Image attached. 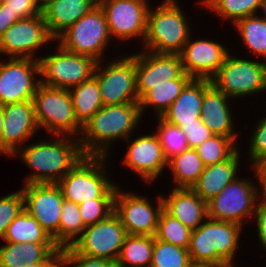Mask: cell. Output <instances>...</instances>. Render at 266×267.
Wrapping results in <instances>:
<instances>
[{"label":"cell","instance_id":"f35d334b","mask_svg":"<svg viewBox=\"0 0 266 267\" xmlns=\"http://www.w3.org/2000/svg\"><path fill=\"white\" fill-rule=\"evenodd\" d=\"M78 207L83 224L87 227L106 219L114 212V199H92Z\"/></svg>","mask_w":266,"mask_h":267},{"label":"cell","instance_id":"f6af8a7d","mask_svg":"<svg viewBox=\"0 0 266 267\" xmlns=\"http://www.w3.org/2000/svg\"><path fill=\"white\" fill-rule=\"evenodd\" d=\"M2 2L19 19L31 18L42 14L35 0H3Z\"/></svg>","mask_w":266,"mask_h":267},{"label":"cell","instance_id":"ffe728a7","mask_svg":"<svg viewBox=\"0 0 266 267\" xmlns=\"http://www.w3.org/2000/svg\"><path fill=\"white\" fill-rule=\"evenodd\" d=\"M228 50L221 44L207 40L191 42L180 53L183 70L196 79H211L224 63Z\"/></svg>","mask_w":266,"mask_h":267},{"label":"cell","instance_id":"7bdbcfd3","mask_svg":"<svg viewBox=\"0 0 266 267\" xmlns=\"http://www.w3.org/2000/svg\"><path fill=\"white\" fill-rule=\"evenodd\" d=\"M25 243H9L0 248V267H25Z\"/></svg>","mask_w":266,"mask_h":267},{"label":"cell","instance_id":"d6a6232c","mask_svg":"<svg viewBox=\"0 0 266 267\" xmlns=\"http://www.w3.org/2000/svg\"><path fill=\"white\" fill-rule=\"evenodd\" d=\"M60 214L59 248L72 246L76 236L86 228L83 224L78 204L64 199ZM75 238V239H74ZM74 239V240H73Z\"/></svg>","mask_w":266,"mask_h":267},{"label":"cell","instance_id":"d590c367","mask_svg":"<svg viewBox=\"0 0 266 267\" xmlns=\"http://www.w3.org/2000/svg\"><path fill=\"white\" fill-rule=\"evenodd\" d=\"M191 231L163 209L159 217L155 238L188 249Z\"/></svg>","mask_w":266,"mask_h":267},{"label":"cell","instance_id":"e0dca14e","mask_svg":"<svg viewBox=\"0 0 266 267\" xmlns=\"http://www.w3.org/2000/svg\"><path fill=\"white\" fill-rule=\"evenodd\" d=\"M103 9L111 35L118 39H131L141 35L145 39L147 15L146 0H98Z\"/></svg>","mask_w":266,"mask_h":267},{"label":"cell","instance_id":"f907efd6","mask_svg":"<svg viewBox=\"0 0 266 267\" xmlns=\"http://www.w3.org/2000/svg\"><path fill=\"white\" fill-rule=\"evenodd\" d=\"M62 262H38L25 267H62Z\"/></svg>","mask_w":266,"mask_h":267},{"label":"cell","instance_id":"83f0119b","mask_svg":"<svg viewBox=\"0 0 266 267\" xmlns=\"http://www.w3.org/2000/svg\"><path fill=\"white\" fill-rule=\"evenodd\" d=\"M154 236L127 234L116 260L117 267H150Z\"/></svg>","mask_w":266,"mask_h":267},{"label":"cell","instance_id":"1f68e13d","mask_svg":"<svg viewBox=\"0 0 266 267\" xmlns=\"http://www.w3.org/2000/svg\"><path fill=\"white\" fill-rule=\"evenodd\" d=\"M235 139L214 134L194 149L204 166H209L231 158L238 151L234 144Z\"/></svg>","mask_w":266,"mask_h":267},{"label":"cell","instance_id":"9a60e30c","mask_svg":"<svg viewBox=\"0 0 266 267\" xmlns=\"http://www.w3.org/2000/svg\"><path fill=\"white\" fill-rule=\"evenodd\" d=\"M116 188L114 213L119 217L127 234L155 236L161 211L164 209L163 198L159 196L156 209L149 200L134 193H121Z\"/></svg>","mask_w":266,"mask_h":267},{"label":"cell","instance_id":"44dd1931","mask_svg":"<svg viewBox=\"0 0 266 267\" xmlns=\"http://www.w3.org/2000/svg\"><path fill=\"white\" fill-rule=\"evenodd\" d=\"M123 163L147 182L156 179L168 165L157 133L141 136L129 144Z\"/></svg>","mask_w":266,"mask_h":267},{"label":"cell","instance_id":"74e56055","mask_svg":"<svg viewBox=\"0 0 266 267\" xmlns=\"http://www.w3.org/2000/svg\"><path fill=\"white\" fill-rule=\"evenodd\" d=\"M158 126L157 135L167 161L189 149L186 135L180 127L164 121L161 117H159Z\"/></svg>","mask_w":266,"mask_h":267},{"label":"cell","instance_id":"f5cc1de1","mask_svg":"<svg viewBox=\"0 0 266 267\" xmlns=\"http://www.w3.org/2000/svg\"><path fill=\"white\" fill-rule=\"evenodd\" d=\"M4 123V119H3V110H2V105H0V138H1V133L3 130V124Z\"/></svg>","mask_w":266,"mask_h":267},{"label":"cell","instance_id":"bcb514c9","mask_svg":"<svg viewBox=\"0 0 266 267\" xmlns=\"http://www.w3.org/2000/svg\"><path fill=\"white\" fill-rule=\"evenodd\" d=\"M180 128L186 135L189 148H196L214 135L202 121L198 124L182 125Z\"/></svg>","mask_w":266,"mask_h":267},{"label":"cell","instance_id":"7402d4cb","mask_svg":"<svg viewBox=\"0 0 266 267\" xmlns=\"http://www.w3.org/2000/svg\"><path fill=\"white\" fill-rule=\"evenodd\" d=\"M226 96L210 79H204V94L201 107V121L215 134L236 138L233 133L231 112Z\"/></svg>","mask_w":266,"mask_h":267},{"label":"cell","instance_id":"ba28073f","mask_svg":"<svg viewBox=\"0 0 266 267\" xmlns=\"http://www.w3.org/2000/svg\"><path fill=\"white\" fill-rule=\"evenodd\" d=\"M42 85L70 89L94 76L97 61L92 57L75 54L60 44L55 55L38 58Z\"/></svg>","mask_w":266,"mask_h":267},{"label":"cell","instance_id":"9c48e42d","mask_svg":"<svg viewBox=\"0 0 266 267\" xmlns=\"http://www.w3.org/2000/svg\"><path fill=\"white\" fill-rule=\"evenodd\" d=\"M211 83L229 98L266 89V63L231 57L228 53Z\"/></svg>","mask_w":266,"mask_h":267},{"label":"cell","instance_id":"7a4b0ae2","mask_svg":"<svg viewBox=\"0 0 266 267\" xmlns=\"http://www.w3.org/2000/svg\"><path fill=\"white\" fill-rule=\"evenodd\" d=\"M63 137L17 149L14 155L20 154L25 164L36 171L28 176L26 184L58 183L84 156L78 138L71 141Z\"/></svg>","mask_w":266,"mask_h":267},{"label":"cell","instance_id":"d6986e66","mask_svg":"<svg viewBox=\"0 0 266 267\" xmlns=\"http://www.w3.org/2000/svg\"><path fill=\"white\" fill-rule=\"evenodd\" d=\"M4 125L0 152L14 156L19 142H25L39 129L32 100L2 105Z\"/></svg>","mask_w":266,"mask_h":267},{"label":"cell","instance_id":"484cf974","mask_svg":"<svg viewBox=\"0 0 266 267\" xmlns=\"http://www.w3.org/2000/svg\"><path fill=\"white\" fill-rule=\"evenodd\" d=\"M238 161L239 151L223 162L205 166L202 174L191 189L200 198L209 201L217 196L225 186L236 179Z\"/></svg>","mask_w":266,"mask_h":267},{"label":"cell","instance_id":"d4e9b609","mask_svg":"<svg viewBox=\"0 0 266 267\" xmlns=\"http://www.w3.org/2000/svg\"><path fill=\"white\" fill-rule=\"evenodd\" d=\"M98 4V0H54L42 10L50 35L56 40Z\"/></svg>","mask_w":266,"mask_h":267},{"label":"cell","instance_id":"52a82bcc","mask_svg":"<svg viewBox=\"0 0 266 267\" xmlns=\"http://www.w3.org/2000/svg\"><path fill=\"white\" fill-rule=\"evenodd\" d=\"M57 39L64 49L100 62V55L111 39L103 9L97 4Z\"/></svg>","mask_w":266,"mask_h":267},{"label":"cell","instance_id":"e575fe53","mask_svg":"<svg viewBox=\"0 0 266 267\" xmlns=\"http://www.w3.org/2000/svg\"><path fill=\"white\" fill-rule=\"evenodd\" d=\"M234 24L247 47L258 56L266 57V20L252 15L239 19Z\"/></svg>","mask_w":266,"mask_h":267},{"label":"cell","instance_id":"7c38bea8","mask_svg":"<svg viewBox=\"0 0 266 267\" xmlns=\"http://www.w3.org/2000/svg\"><path fill=\"white\" fill-rule=\"evenodd\" d=\"M126 235L113 212L106 219L87 226L72 247L80 254L116 262Z\"/></svg>","mask_w":266,"mask_h":267},{"label":"cell","instance_id":"277c9868","mask_svg":"<svg viewBox=\"0 0 266 267\" xmlns=\"http://www.w3.org/2000/svg\"><path fill=\"white\" fill-rule=\"evenodd\" d=\"M106 156L84 155L57 183L67 201L81 204L92 199H114L116 186L104 171Z\"/></svg>","mask_w":266,"mask_h":267},{"label":"cell","instance_id":"30bf717a","mask_svg":"<svg viewBox=\"0 0 266 267\" xmlns=\"http://www.w3.org/2000/svg\"><path fill=\"white\" fill-rule=\"evenodd\" d=\"M99 64L97 62L93 77L98 82L103 105L139 103L135 55L110 62L102 71Z\"/></svg>","mask_w":266,"mask_h":267},{"label":"cell","instance_id":"5b68a950","mask_svg":"<svg viewBox=\"0 0 266 267\" xmlns=\"http://www.w3.org/2000/svg\"><path fill=\"white\" fill-rule=\"evenodd\" d=\"M186 17L175 0L149 8L144 44L151 52L180 54L190 36Z\"/></svg>","mask_w":266,"mask_h":267},{"label":"cell","instance_id":"b9f144b4","mask_svg":"<svg viewBox=\"0 0 266 267\" xmlns=\"http://www.w3.org/2000/svg\"><path fill=\"white\" fill-rule=\"evenodd\" d=\"M61 257L63 266L75 264L73 267H117L112 260L80 254L72 246L62 248Z\"/></svg>","mask_w":266,"mask_h":267},{"label":"cell","instance_id":"4316f807","mask_svg":"<svg viewBox=\"0 0 266 267\" xmlns=\"http://www.w3.org/2000/svg\"><path fill=\"white\" fill-rule=\"evenodd\" d=\"M71 94L74 113L77 121L83 126L93 115L99 111L103 102L97 80L92 77L90 80L69 89Z\"/></svg>","mask_w":266,"mask_h":267},{"label":"cell","instance_id":"8992f818","mask_svg":"<svg viewBox=\"0 0 266 267\" xmlns=\"http://www.w3.org/2000/svg\"><path fill=\"white\" fill-rule=\"evenodd\" d=\"M35 118L39 128L56 135H74L82 131L77 121L69 89L53 88L40 84L33 96ZM80 129V130H79ZM67 133V134H66Z\"/></svg>","mask_w":266,"mask_h":267},{"label":"cell","instance_id":"ac0fdd59","mask_svg":"<svg viewBox=\"0 0 266 267\" xmlns=\"http://www.w3.org/2000/svg\"><path fill=\"white\" fill-rule=\"evenodd\" d=\"M54 38L50 35L43 15L19 19L0 36V52L10 58H33V51Z\"/></svg>","mask_w":266,"mask_h":267},{"label":"cell","instance_id":"2e32d148","mask_svg":"<svg viewBox=\"0 0 266 267\" xmlns=\"http://www.w3.org/2000/svg\"><path fill=\"white\" fill-rule=\"evenodd\" d=\"M148 52L135 54L139 100L150 90V86L167 84L173 79H193L184 72L180 54Z\"/></svg>","mask_w":266,"mask_h":267},{"label":"cell","instance_id":"cb8c5ba5","mask_svg":"<svg viewBox=\"0 0 266 267\" xmlns=\"http://www.w3.org/2000/svg\"><path fill=\"white\" fill-rule=\"evenodd\" d=\"M162 198L164 209L190 230L197 229L202 220L208 218L207 201L192 189L174 188L170 197Z\"/></svg>","mask_w":266,"mask_h":267},{"label":"cell","instance_id":"4dcf8cb0","mask_svg":"<svg viewBox=\"0 0 266 267\" xmlns=\"http://www.w3.org/2000/svg\"><path fill=\"white\" fill-rule=\"evenodd\" d=\"M191 80L173 79L167 81V84L150 86V90L139 100L141 114L145 107L151 104L154 105L158 116L161 117Z\"/></svg>","mask_w":266,"mask_h":267},{"label":"cell","instance_id":"60d3db41","mask_svg":"<svg viewBox=\"0 0 266 267\" xmlns=\"http://www.w3.org/2000/svg\"><path fill=\"white\" fill-rule=\"evenodd\" d=\"M24 209V195L22 190L14 192L0 199V239H3L8 226Z\"/></svg>","mask_w":266,"mask_h":267},{"label":"cell","instance_id":"5bb4252c","mask_svg":"<svg viewBox=\"0 0 266 267\" xmlns=\"http://www.w3.org/2000/svg\"><path fill=\"white\" fill-rule=\"evenodd\" d=\"M40 63L36 58H9L8 63L0 62V105L19 103L33 99L40 80Z\"/></svg>","mask_w":266,"mask_h":267},{"label":"cell","instance_id":"ab89813d","mask_svg":"<svg viewBox=\"0 0 266 267\" xmlns=\"http://www.w3.org/2000/svg\"><path fill=\"white\" fill-rule=\"evenodd\" d=\"M62 249L55 243H25L24 266L38 262H62Z\"/></svg>","mask_w":266,"mask_h":267},{"label":"cell","instance_id":"c3c4849f","mask_svg":"<svg viewBox=\"0 0 266 267\" xmlns=\"http://www.w3.org/2000/svg\"><path fill=\"white\" fill-rule=\"evenodd\" d=\"M18 20L19 18L2 2L0 6V36H2L5 31Z\"/></svg>","mask_w":266,"mask_h":267},{"label":"cell","instance_id":"8d00e7d4","mask_svg":"<svg viewBox=\"0 0 266 267\" xmlns=\"http://www.w3.org/2000/svg\"><path fill=\"white\" fill-rule=\"evenodd\" d=\"M202 3L223 18H232L235 23L239 19L255 15L261 0H204Z\"/></svg>","mask_w":266,"mask_h":267},{"label":"cell","instance_id":"681fc988","mask_svg":"<svg viewBox=\"0 0 266 267\" xmlns=\"http://www.w3.org/2000/svg\"><path fill=\"white\" fill-rule=\"evenodd\" d=\"M254 169L256 171V175L259 178V183L262 186L263 198H266V158L257 161L253 164Z\"/></svg>","mask_w":266,"mask_h":267},{"label":"cell","instance_id":"3957f363","mask_svg":"<svg viewBox=\"0 0 266 267\" xmlns=\"http://www.w3.org/2000/svg\"><path fill=\"white\" fill-rule=\"evenodd\" d=\"M208 221L191 231L188 252L194 266L224 267L232 265L241 225L233 222Z\"/></svg>","mask_w":266,"mask_h":267},{"label":"cell","instance_id":"11a10c76","mask_svg":"<svg viewBox=\"0 0 266 267\" xmlns=\"http://www.w3.org/2000/svg\"><path fill=\"white\" fill-rule=\"evenodd\" d=\"M195 267H201V266H195ZM224 267H235V266H224Z\"/></svg>","mask_w":266,"mask_h":267},{"label":"cell","instance_id":"db71d44e","mask_svg":"<svg viewBox=\"0 0 266 267\" xmlns=\"http://www.w3.org/2000/svg\"><path fill=\"white\" fill-rule=\"evenodd\" d=\"M259 8H262V11H264L263 13H265V16H264L265 18L264 17L262 18L266 20V0H261Z\"/></svg>","mask_w":266,"mask_h":267},{"label":"cell","instance_id":"816d5d0a","mask_svg":"<svg viewBox=\"0 0 266 267\" xmlns=\"http://www.w3.org/2000/svg\"><path fill=\"white\" fill-rule=\"evenodd\" d=\"M52 1L54 0H35L37 6L41 9V11L45 9Z\"/></svg>","mask_w":266,"mask_h":267},{"label":"cell","instance_id":"7dc6e473","mask_svg":"<svg viewBox=\"0 0 266 267\" xmlns=\"http://www.w3.org/2000/svg\"><path fill=\"white\" fill-rule=\"evenodd\" d=\"M261 204L256 206L255 214L257 215V227H258V237L260 242L266 248V198H262Z\"/></svg>","mask_w":266,"mask_h":267},{"label":"cell","instance_id":"836d02e7","mask_svg":"<svg viewBox=\"0 0 266 267\" xmlns=\"http://www.w3.org/2000/svg\"><path fill=\"white\" fill-rule=\"evenodd\" d=\"M150 267H195L188 249L177 246L154 236V249Z\"/></svg>","mask_w":266,"mask_h":267},{"label":"cell","instance_id":"ee69618b","mask_svg":"<svg viewBox=\"0 0 266 267\" xmlns=\"http://www.w3.org/2000/svg\"><path fill=\"white\" fill-rule=\"evenodd\" d=\"M257 125L258 126L252 136L249 150L254 164L257 161L266 158V118L261 120Z\"/></svg>","mask_w":266,"mask_h":267},{"label":"cell","instance_id":"4fadbf2b","mask_svg":"<svg viewBox=\"0 0 266 267\" xmlns=\"http://www.w3.org/2000/svg\"><path fill=\"white\" fill-rule=\"evenodd\" d=\"M257 188L247 180L235 179L207 201L208 218L242 226L245 217L256 210ZM255 206V207H254Z\"/></svg>","mask_w":266,"mask_h":267},{"label":"cell","instance_id":"f1b7e54d","mask_svg":"<svg viewBox=\"0 0 266 267\" xmlns=\"http://www.w3.org/2000/svg\"><path fill=\"white\" fill-rule=\"evenodd\" d=\"M3 240L9 243H54L38 221L25 209L8 226Z\"/></svg>","mask_w":266,"mask_h":267},{"label":"cell","instance_id":"f546056e","mask_svg":"<svg viewBox=\"0 0 266 267\" xmlns=\"http://www.w3.org/2000/svg\"><path fill=\"white\" fill-rule=\"evenodd\" d=\"M167 166L173 170L174 180L178 184L175 188L189 189L197 182L205 167L194 148H189L174 156L168 161Z\"/></svg>","mask_w":266,"mask_h":267},{"label":"cell","instance_id":"6da1fadb","mask_svg":"<svg viewBox=\"0 0 266 267\" xmlns=\"http://www.w3.org/2000/svg\"><path fill=\"white\" fill-rule=\"evenodd\" d=\"M141 116L139 103L103 105L83 125L82 134L85 136L79 137L83 154L107 157L111 140L124 138L129 143V134L134 131Z\"/></svg>","mask_w":266,"mask_h":267},{"label":"cell","instance_id":"603a6c76","mask_svg":"<svg viewBox=\"0 0 266 267\" xmlns=\"http://www.w3.org/2000/svg\"><path fill=\"white\" fill-rule=\"evenodd\" d=\"M203 94L204 79L193 78L161 118L178 127L200 123Z\"/></svg>","mask_w":266,"mask_h":267},{"label":"cell","instance_id":"8fae6325","mask_svg":"<svg viewBox=\"0 0 266 267\" xmlns=\"http://www.w3.org/2000/svg\"><path fill=\"white\" fill-rule=\"evenodd\" d=\"M24 209L33 216L59 248V225L62 191L57 183L25 184Z\"/></svg>","mask_w":266,"mask_h":267}]
</instances>
